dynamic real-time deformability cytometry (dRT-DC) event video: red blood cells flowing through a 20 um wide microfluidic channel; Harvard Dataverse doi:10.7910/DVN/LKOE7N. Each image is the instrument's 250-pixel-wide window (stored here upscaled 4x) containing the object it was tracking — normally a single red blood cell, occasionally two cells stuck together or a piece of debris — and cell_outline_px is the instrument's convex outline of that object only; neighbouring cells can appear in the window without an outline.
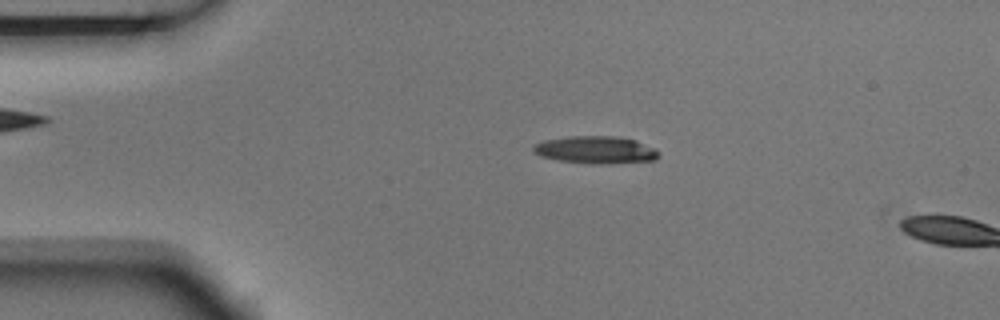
{"species": "Egyptian fruit bat (a non-hibernating species)", "species_latin": "Rousettus aegyptiacus", "temperature_condition": "room temperature", "stored_images_in_passage": 5, "camera_frame_rate_fps": 3000, "um_per_image_px": 0.085, "animal": {"sex": "male"}, "frame": {"image": 1, "passage_image": 5, "time_ms": 1.333, "image_size_px": [1000, 320], "cell_outline_px": [[660, 156], [656, 160], [560, 160], [540, 156], [532, 152], [532, 148], [536, 144], [544, 140], [568, 136], [612, 136], [636, 140], [656, 148], [660, 152]], "centroid_in_image_um": [50.61, 12.66], "position_along_channel_um": 34.4, "area_um2": 18.61}}